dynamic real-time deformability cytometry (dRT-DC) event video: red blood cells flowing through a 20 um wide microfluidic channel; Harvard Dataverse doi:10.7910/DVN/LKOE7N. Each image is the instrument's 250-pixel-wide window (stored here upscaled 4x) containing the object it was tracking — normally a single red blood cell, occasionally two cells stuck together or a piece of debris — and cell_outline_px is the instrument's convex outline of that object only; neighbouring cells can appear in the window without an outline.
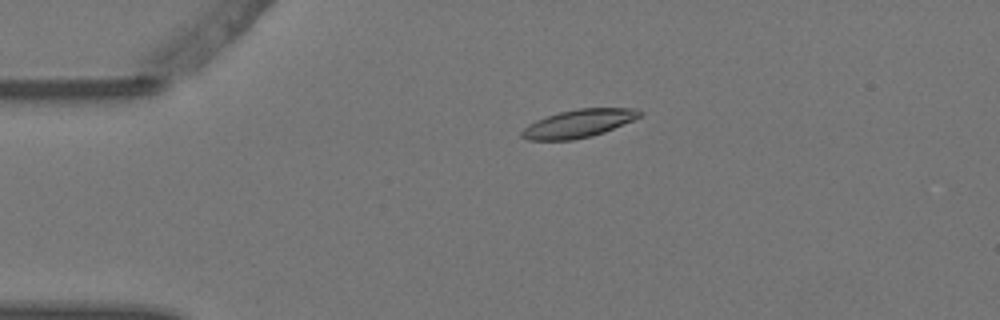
{"species": "Egyptian fruit bat (a non-hibernating species)", "species_latin": "Rousettus aegyptiacus", "temperature_condition": "warm", "stored_images_in_passage": 5, "camera_frame_rate_fps": 3000, "um_per_image_px": 0.085, "animal": {"sex": "female"}, "frame": {"image": 1, "passage_image": 4, "time_ms": 1.0, "image_size_px": [1000, 320], "cell_outline_px": [[644, 112], [640, 116], [632, 120], [604, 132], [592, 136], [572, 140], [528, 140], [520, 136], [520, 132], [528, 124], [536, 120], [560, 112], [576, 108], [636, 108]], "centroid_in_image_um": [49.16, 10.49], "position_along_channel_um": 35.8, "area_um2": 19.19}}